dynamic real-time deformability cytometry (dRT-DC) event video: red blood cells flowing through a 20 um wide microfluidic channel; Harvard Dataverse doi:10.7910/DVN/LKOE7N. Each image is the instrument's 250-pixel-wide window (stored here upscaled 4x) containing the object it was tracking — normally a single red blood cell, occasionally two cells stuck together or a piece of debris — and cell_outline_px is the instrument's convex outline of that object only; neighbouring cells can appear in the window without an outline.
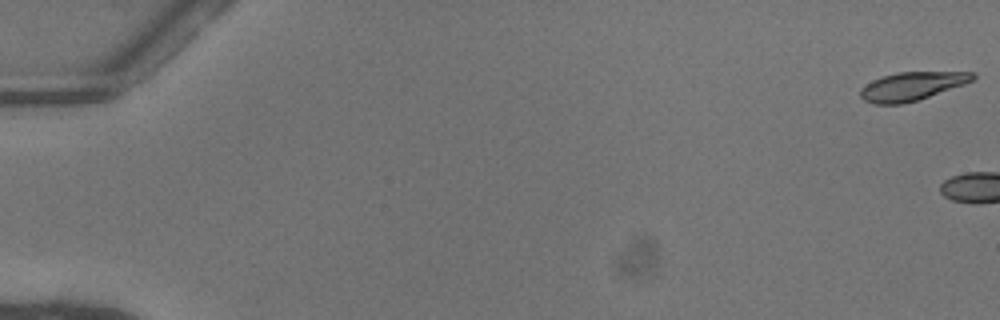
{"species": "common noctule bat (a hibernating species)", "species_latin": "Nyctalus noctula", "temperature_condition": "warm", "stored_images_in_passage": 4, "camera_frame_rate_fps": 3000, "um_per_image_px": 0.085, "animal": {"sex": "female"}, "frame": {"image": 1, "passage_image": 1, "time_ms": 0.0, "image_size_px": [1000, 320], "cell_outline_px": [[976, 76], [972, 80], [964, 84], [916, 100], [900, 104], [872, 104], [864, 100], [860, 96], [860, 88], [872, 80], [880, 76], [896, 72], [976, 72]], "centroid_in_image_um": [77.45, 7.32], "position_along_channel_um": 7.5, "area_um2": 18.5}}